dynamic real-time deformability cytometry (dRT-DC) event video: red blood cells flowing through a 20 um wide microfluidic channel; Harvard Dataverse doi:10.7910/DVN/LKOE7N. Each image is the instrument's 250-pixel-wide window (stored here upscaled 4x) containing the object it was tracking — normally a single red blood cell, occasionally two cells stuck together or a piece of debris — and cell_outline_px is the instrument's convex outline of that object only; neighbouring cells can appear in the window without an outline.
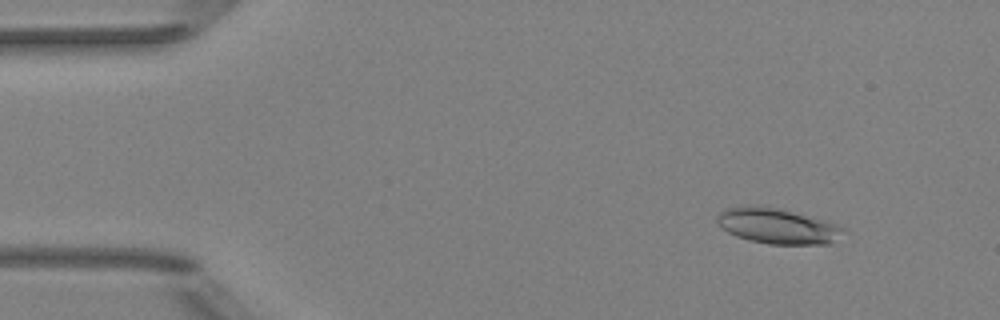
{"species": "Egyptian fruit bat (a non-hibernating species)", "species_latin": "Rousettus aegyptiacus", "temperature_condition": "room temperature", "stored_images_in_passage": 7, "camera_frame_rate_fps": 3000, "um_per_image_px": 0.085, "animal": {"sex": "female"}, "frame": {"image": 1, "passage_image": 2, "time_ms": 1.0, "image_size_px": [1000, 320], "cell_outline_px": [[844, 232], [832, 244], [768, 244], [748, 240], [736, 236], [728, 232], [716, 220], [716, 216], [724, 208], [744, 204], [756, 204], [780, 208], [828, 220], [844, 228]], "centroid_in_image_um": [66.08, 19.18], "position_along_channel_um": 18.9, "area_um2": 26.65}}
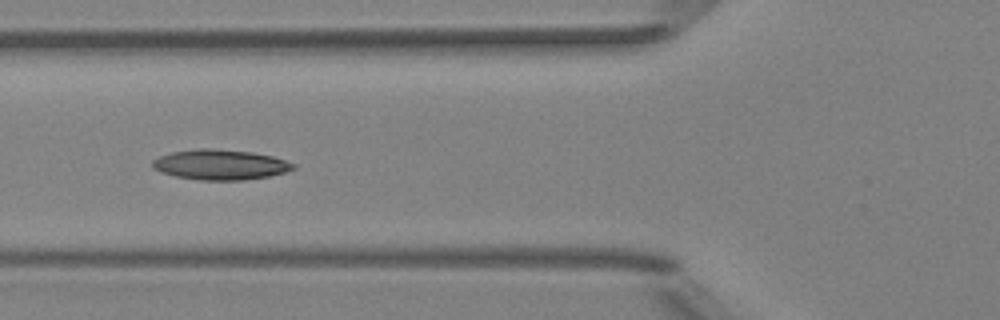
{"frame": {"image": 2, "passage_image": 6, "time_ms": 5.667, "image_size_px": [1000, 320], "cell_outline_px": [[296, 168], [284, 172], [268, 176], [244, 180], [200, 180], [176, 176], [160, 172], [152, 168], [152, 160], [160, 156], [172, 152], [200, 148], [212, 148], [252, 152], [272, 156], [296, 164]], "centroid_in_image_um": [18.71, 13.99], "position_along_channel_um": 107.1, "area_um2": 24.74}}
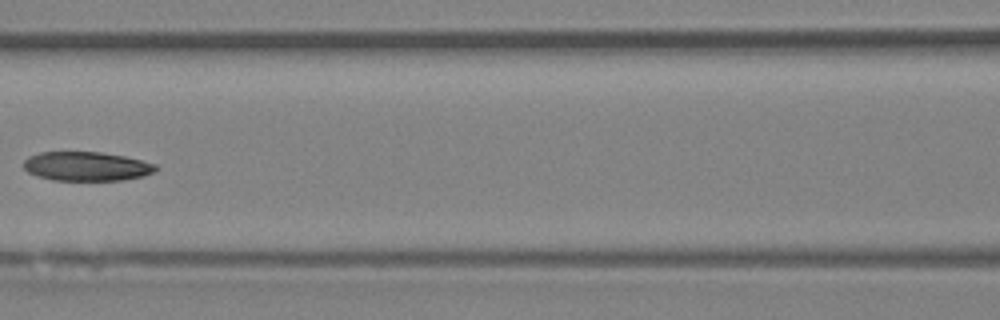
{"frame": {"image": 3, "passage_image": 7, "time_ms": 7.0, "image_size_px": [1000, 320], "cell_outline_px": [[160, 168], [144, 176], [124, 180], [52, 180], [36, 176], [28, 172], [24, 168], [24, 160], [28, 156], [40, 152], [100, 152], [124, 156], [156, 164]], "centroid_in_image_um": [7.35, 14.14], "position_along_channel_um": 159.3, "area_um2": 22.48}}